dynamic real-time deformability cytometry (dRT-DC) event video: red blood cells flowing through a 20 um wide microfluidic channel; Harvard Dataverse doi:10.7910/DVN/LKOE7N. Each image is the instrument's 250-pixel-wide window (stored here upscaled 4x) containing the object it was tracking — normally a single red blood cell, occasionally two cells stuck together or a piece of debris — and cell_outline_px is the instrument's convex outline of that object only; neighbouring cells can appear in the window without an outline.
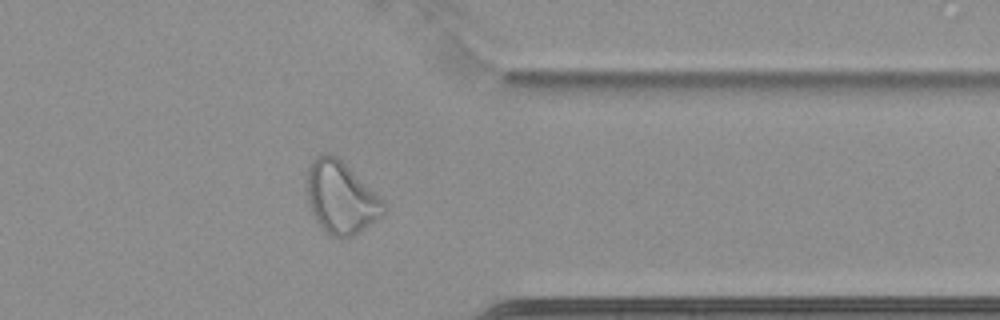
{"species": "common noctule bat (a hibernating species)", "species_latin": "Nyctalus noctula", "temperature_condition": "cold", "stored_images_in_passage": 63, "camera_frame_rate_fps": 3000, "um_per_image_px": 0.085, "animal": {"sex": "female", "body_mass_g": 22.7, "forearm_length_mm": 54.2}, "frame": {"image": 1, "passage_image": 54, "time_ms": 17.667, "image_size_px": [1000, 320], "cell_outline_px": [[388, 208], [384, 216], [348, 240], [328, 236], [320, 228], [308, 204], [304, 176], [312, 160], [324, 152], [328, 152], [336, 156], [380, 196], [384, 200]], "centroid_in_image_um": [28.97, 16.84], "position_along_channel_um": 382.4, "area_um2": 33.35}}